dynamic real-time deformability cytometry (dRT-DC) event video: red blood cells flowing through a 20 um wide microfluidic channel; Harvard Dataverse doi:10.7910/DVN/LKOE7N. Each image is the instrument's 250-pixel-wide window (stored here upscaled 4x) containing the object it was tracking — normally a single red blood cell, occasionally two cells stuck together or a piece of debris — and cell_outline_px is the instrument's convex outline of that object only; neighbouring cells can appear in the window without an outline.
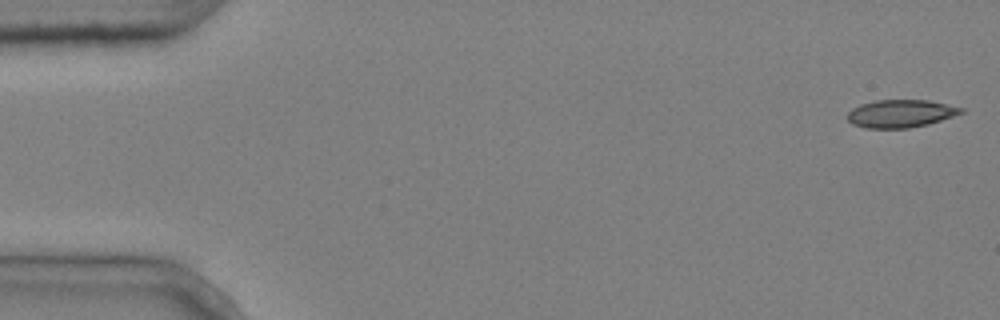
{"species": "common noctule bat (a hibernating species)", "species_latin": "Nyctalus noctula", "temperature_condition": "cold", "stored_images_in_passage": 5, "camera_frame_rate_fps": 3000, "um_per_image_px": 0.085, "animal": {"sex": "male", "body_mass_g": 20.4}, "frame": {"image": 1, "passage_image": 1, "time_ms": 0.0, "image_size_px": [1000, 320], "cell_outline_px": [[964, 112], [928, 124], [908, 128], [864, 128], [852, 124], [848, 120], [848, 112], [852, 108], [860, 104], [876, 100], [928, 100], [964, 108]], "centroid_in_image_um": [76.53, 9.65], "position_along_channel_um": 8.5, "area_um2": 18.32}}